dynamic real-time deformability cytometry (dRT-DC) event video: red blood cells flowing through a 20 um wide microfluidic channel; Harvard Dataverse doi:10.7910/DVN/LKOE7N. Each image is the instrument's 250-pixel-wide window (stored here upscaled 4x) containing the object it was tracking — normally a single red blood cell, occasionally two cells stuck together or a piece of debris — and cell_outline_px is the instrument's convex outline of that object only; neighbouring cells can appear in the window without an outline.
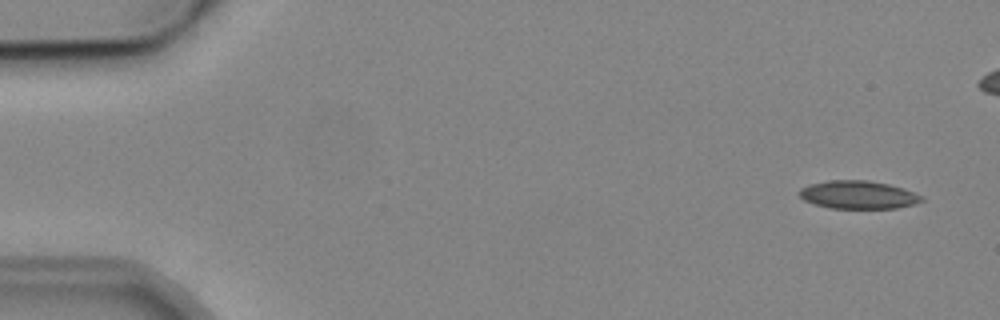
{"species": "common noctule bat (a hibernating species)", "species_latin": "Nyctalus noctula", "temperature_condition": "cold", "stored_images_in_passage": 7, "camera_frame_rate_fps": 3000, "um_per_image_px": 0.085, "animal": {"sex": "male", "body_mass_g": 19.2, "forearm_length_mm": 51.8}, "frame": {"image": 1, "passage_image": 1, "time_ms": 0.0, "image_size_px": [1000, 320], "cell_outline_px": [[924, 200], [912, 204], [896, 208], [828, 208], [812, 204], [804, 200], [800, 196], [800, 188], [808, 184], [828, 180], [868, 180], [888, 184], [904, 188], [924, 196]], "centroid_in_image_um": [72.93, 16.55], "position_along_channel_um": 12.1, "area_um2": 20.11}}